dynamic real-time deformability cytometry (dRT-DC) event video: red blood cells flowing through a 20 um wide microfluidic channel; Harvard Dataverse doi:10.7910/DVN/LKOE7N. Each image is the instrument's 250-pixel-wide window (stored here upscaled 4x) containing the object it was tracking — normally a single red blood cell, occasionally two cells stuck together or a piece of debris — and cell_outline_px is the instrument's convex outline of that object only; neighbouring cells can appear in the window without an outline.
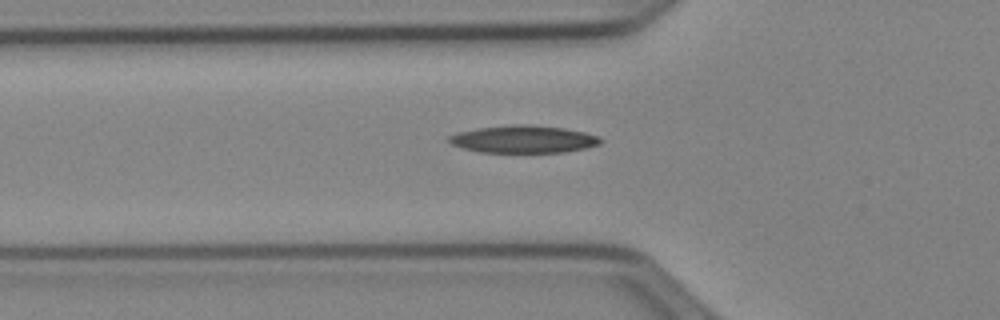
{"species": "Egyptian fruit bat (a non-hibernating species)", "species_latin": "Rousettus aegyptiacus", "temperature_condition": "cold", "stored_images_in_passage": 29, "camera_frame_rate_fps": 3000, "um_per_image_px": 0.085, "animal": {"sex": "female"}, "frame": {"image": 1, "passage_image": 3, "time_ms": 0.667, "image_size_px": [1000, 320], "cell_outline_px": [[604, 140], [600, 144], [584, 148], [564, 152], [480, 152], [464, 148], [452, 144], [448, 140], [448, 136], [456, 132], [476, 128], [512, 124], [528, 124], [564, 128], [584, 132], [600, 136]], "centroid_in_image_um": [44.5, 11.82], "position_along_channel_um": 81.3, "area_um2": 24.33}}
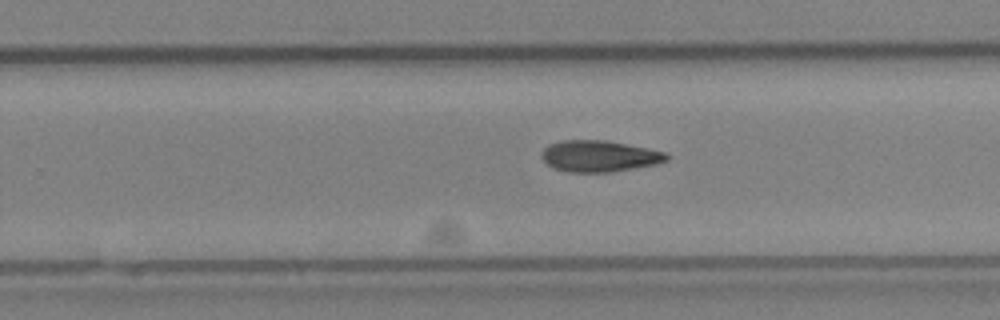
{"frame": {"image": 2, "passage_image": 18, "time_ms": 5.667, "image_size_px": [1000, 320], "cell_outline_px": [[668, 160], [656, 164], [608, 172], [568, 172], [552, 168], [540, 156], [540, 152], [548, 144], [564, 140], [608, 140], [648, 148], [664, 152], [668, 156]], "centroid_in_image_um": [50.89, 13.26], "position_along_channel_um": 278.9, "area_um2": 22.83}}
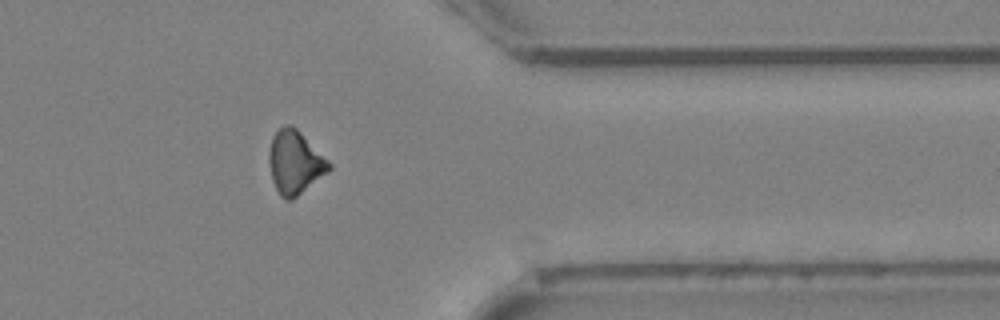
{"frame": {"image": 3, "passage_image": 27, "time_ms": 8.667, "image_size_px": [1000, 320], "cell_outline_px": [[332, 168], [328, 172], [292, 200], [284, 200], [280, 196], [272, 180], [268, 160], [268, 152], [272, 136], [284, 124], [292, 124], [332, 164]], "centroid_in_image_um": [25.05, 13.8], "position_along_channel_um": 386.4, "area_um2": 22.14}, "authors_computed_cell_mechanics": {"area_um2": 22.8888, "velocity_mm_per_s": 3.9664, "shape_relaxation_time_tau1_ms": 4.0146, "shape_relaxation_time_tau2_ms": null, "deformation_change_tau1": 0.1128, "deformation_change_tau2": null}}